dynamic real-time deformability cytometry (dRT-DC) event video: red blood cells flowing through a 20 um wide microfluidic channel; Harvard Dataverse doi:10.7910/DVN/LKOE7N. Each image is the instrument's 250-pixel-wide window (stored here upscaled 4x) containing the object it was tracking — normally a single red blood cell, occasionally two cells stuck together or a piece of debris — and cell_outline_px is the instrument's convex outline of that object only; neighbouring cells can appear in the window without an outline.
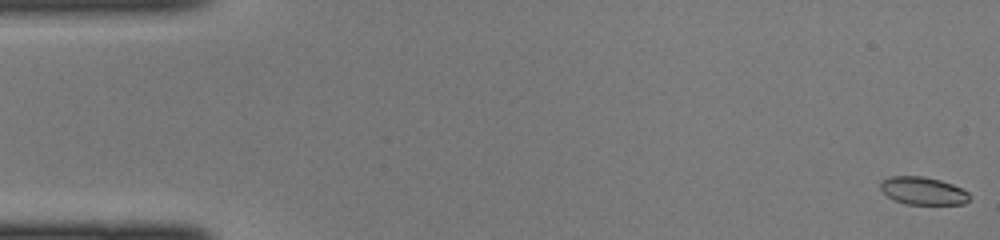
{"species": "common noctule bat (a hibernating species)", "species_latin": "Nyctalus noctula", "temperature_condition": "cold", "stored_images_in_passage": 16, "camera_frame_rate_fps": 3000, "um_per_image_px": 0.085, "animal": {"sex": "female", "body_mass_g": 22.0, "forearm_length_mm": 56.7}, "frame": {"image": 1, "passage_image": 1, "time_ms": 0.0, "image_size_px": [1000, 240], "cell_outline_px": [[968, 200], [964, 204], [908, 204], [896, 200], [888, 196], [880, 188], [880, 180], [888, 176], [924, 176], [940, 180], [952, 184], [968, 192]], "centroid_in_image_um": [78.42, 16.2], "position_along_channel_um": 6.6, "area_um2": 14.28}}
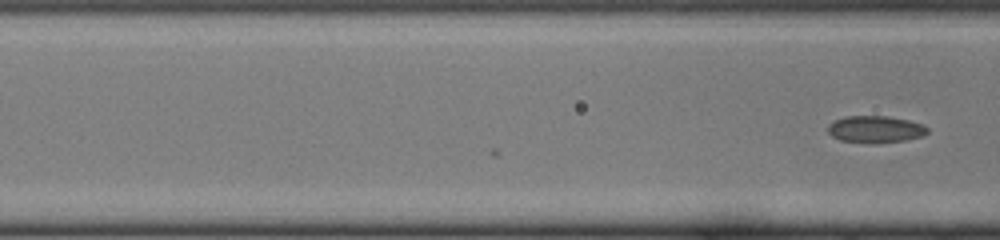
{"frame": {"image": 2, "passage_image": 16, "time_ms": 5.0, "image_size_px": [1000, 240], "cell_outline_px": [[928, 132], [920, 136], [904, 140], [876, 144], [840, 140], [832, 136], [828, 132], [828, 124], [844, 116], [888, 116], [908, 120], [924, 124], [928, 128]], "centroid_in_image_um": [74.4, 10.99], "position_along_channel_um": 92.2, "area_um2": 15.66}}